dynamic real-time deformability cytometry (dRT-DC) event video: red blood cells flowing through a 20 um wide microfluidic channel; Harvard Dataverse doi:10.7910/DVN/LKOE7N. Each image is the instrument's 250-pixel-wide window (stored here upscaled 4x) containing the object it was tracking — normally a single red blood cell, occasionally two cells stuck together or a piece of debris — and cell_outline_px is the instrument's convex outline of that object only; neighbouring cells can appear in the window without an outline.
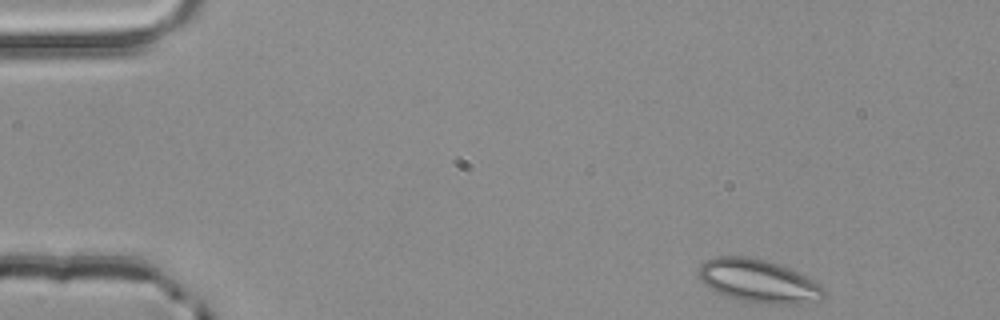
{"species": "common noctule bat (a hibernating species)", "species_latin": "Nyctalus noctula", "temperature_condition": "room temperature", "stored_images_in_passage": 3, "camera_frame_rate_fps": 3000, "um_per_image_px": 0.085, "animal": {"sex": "male", "body_mass_g": 20.4}, "frame": {"image": 1, "passage_image": 1, "time_ms": 0.0, "image_size_px": [1000, 320], "cell_outline_px": [[824, 296], [820, 300], [800, 304], [768, 304], [740, 300], [716, 292], [704, 284], [696, 276], [700, 264], [716, 256], [748, 256], [764, 260], [788, 268], [820, 284], [824, 288]], "centroid_in_image_um": [64.43, 23.89], "position_along_channel_um": 20.6, "area_um2": 31.39}}